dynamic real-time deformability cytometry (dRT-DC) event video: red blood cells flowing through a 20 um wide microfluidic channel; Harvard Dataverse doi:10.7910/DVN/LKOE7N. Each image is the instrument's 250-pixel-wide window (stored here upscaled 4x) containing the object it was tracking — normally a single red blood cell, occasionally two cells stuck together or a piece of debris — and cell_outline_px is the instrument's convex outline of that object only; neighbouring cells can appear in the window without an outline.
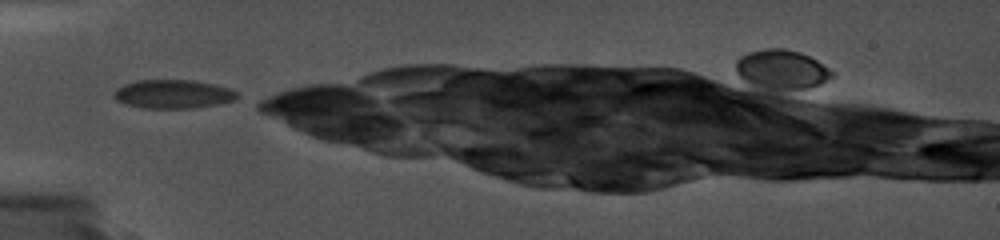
{"species": "common noctule bat (a hibernating species)", "species_latin": "Nyctalus noctula", "temperature_condition": "cold", "stored_images_in_passage": 24, "camera_frame_rate_fps": 5000, "um_per_image_px": 0.085, "animal": {"sex": "female", "body_mass_g": 19.0, "forearm_length_mm": 56.7}, "frame": {"image": 1, "passage_image": 1, "time_ms": 0.0, "image_size_px": [1000, 240], "cell_outline_px": [[240, 96], [236, 100], [196, 108], [144, 108], [124, 104], [116, 100], [112, 96], [112, 92], [116, 88], [124, 84], [136, 80], [192, 80], [212, 84], [228, 88], [236, 92]], "centroid_in_image_um": [14.66, 8.0], "position_along_channel_um": 70.3, "area_um2": 20.75}}
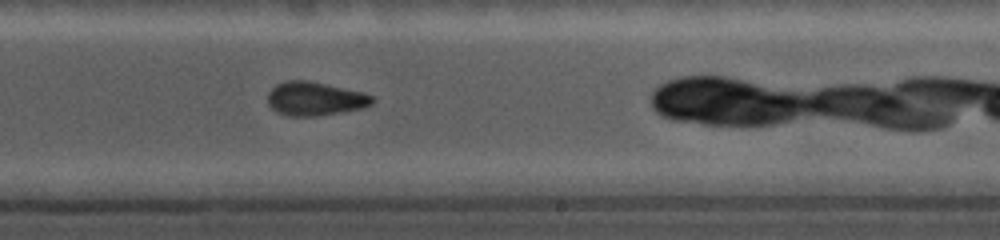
{"frame": {"image": 2, "passage_image": 15, "time_ms": 5.2, "image_size_px": [1000, 240], "cell_outline_px": [[376, 100], [372, 104], [364, 108], [344, 112], [312, 116], [288, 116], [276, 112], [268, 104], [268, 92], [276, 84], [284, 80], [308, 80], [364, 92], [372, 96]], "centroid_in_image_um": [26.78, 8.39], "position_along_channel_um": 262.2, "area_um2": 20.81}}
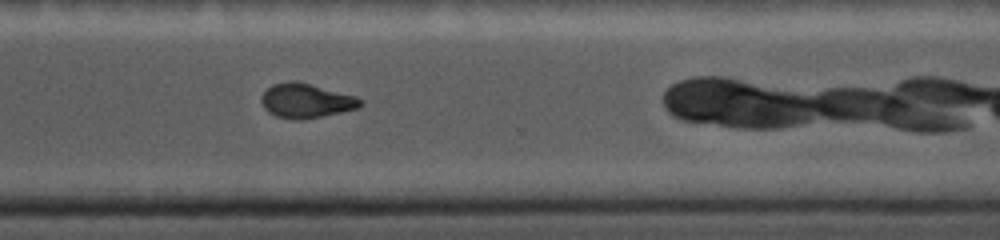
{"frame": {"image": 3, "passage_image": 21, "time_ms": 7.4, "image_size_px": [1000, 240], "cell_outline_px": [[364, 104], [360, 108], [300, 120], [292, 120], [276, 116], [268, 112], [264, 108], [260, 100], [264, 92], [272, 84], [292, 80], [356, 96], [364, 100]], "centroid_in_image_um": [26.02, 8.57], "position_along_channel_um": 344.6, "area_um2": 19.77}}